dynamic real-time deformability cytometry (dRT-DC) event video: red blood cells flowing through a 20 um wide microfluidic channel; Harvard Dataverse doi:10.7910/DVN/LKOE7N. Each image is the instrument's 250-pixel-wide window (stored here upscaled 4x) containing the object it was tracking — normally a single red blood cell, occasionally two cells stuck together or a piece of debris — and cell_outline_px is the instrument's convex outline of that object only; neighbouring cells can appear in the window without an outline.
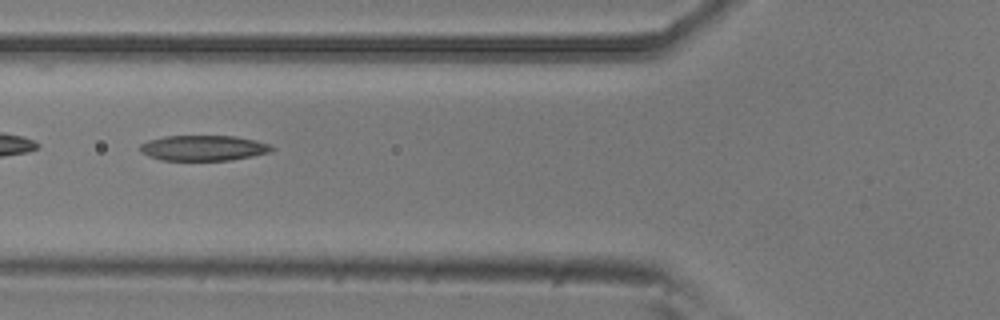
{"species": "common noctule bat (a hibernating species)", "species_latin": "Nyctalus noctula", "temperature_condition": "room temperature", "stored_images_in_passage": 39, "camera_frame_rate_fps": 3000, "um_per_image_px": 0.085, "animal": {"sex": "male", "body_mass_g": 20.5, "forearm_length_mm": 52.5}, "frame": {"image": 1, "passage_image": 6, "time_ms": 1.667, "image_size_px": [1000, 320], "cell_outline_px": [[276, 148], [272, 152], [232, 160], [160, 160], [148, 156], [140, 152], [140, 144], [148, 140], [164, 136], [236, 136], [256, 140], [268, 144]], "centroid_in_image_um": [17.3, 12.58], "position_along_channel_um": 108.5, "area_um2": 19.65}}
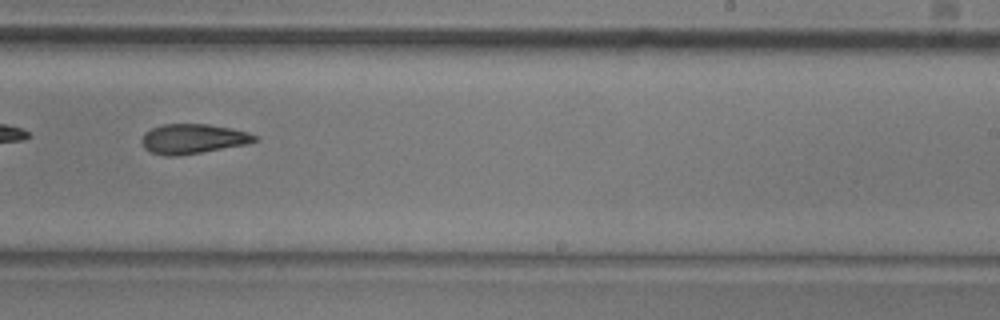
{"frame": {"image": 2, "passage_image": 19, "time_ms": 6.0, "image_size_px": [1000, 320], "cell_outline_px": [[256, 140], [248, 144], [176, 156], [164, 156], [152, 152], [144, 148], [140, 140], [144, 132], [152, 128], [164, 124], [208, 124], [232, 128], [248, 132], [256, 136]], "centroid_in_image_um": [16.37, 11.79], "position_along_channel_um": 272.6, "area_um2": 19.54}}
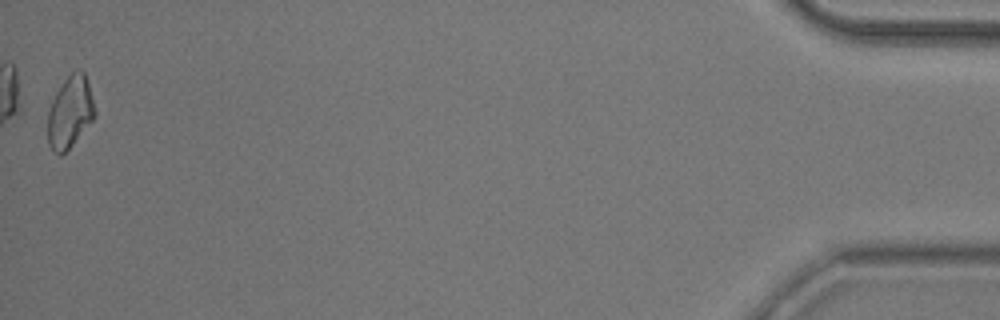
{"frame": {"image": 3, "passage_image": 39, "time_ms": 12.667, "image_size_px": [1000, 320], "cell_outline_px": [[96, 116], [72, 144], [60, 156], [48, 144], [48, 112], [52, 100], [56, 92], [64, 80], [76, 68], [80, 68], [84, 72], [88, 84], [96, 112]], "centroid_in_image_um": [5.95, 9.5], "position_along_channel_um": 429.2, "area_um2": 19.42}, "authors_computed_cell_mechanics": {"area_um2": 19.652, "velocity_mm_per_s": 3.7773, "shape_relaxation_time_tau1_ms": 6.8429, "shape_relaxation_time_tau2_ms": 3.1318, "deformation_change_tau1": 0.1668, "deformation_change_tau2": 0.1027}}